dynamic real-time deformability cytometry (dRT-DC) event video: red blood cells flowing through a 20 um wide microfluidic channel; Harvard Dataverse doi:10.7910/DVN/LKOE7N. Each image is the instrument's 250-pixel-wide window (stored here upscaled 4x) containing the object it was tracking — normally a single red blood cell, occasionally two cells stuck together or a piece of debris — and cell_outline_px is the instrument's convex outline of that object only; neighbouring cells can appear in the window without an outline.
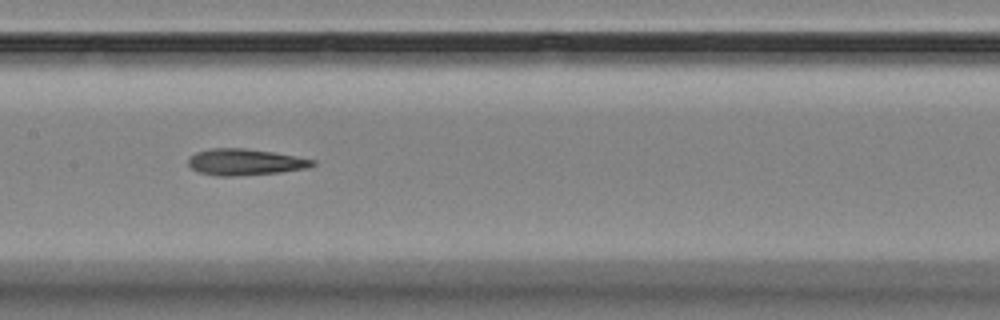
{"species": "Egyptian fruit bat (a non-hibernating species)", "species_latin": "Rousettus aegyptiacus", "temperature_condition": "room temperature", "stored_images_in_passage": 8, "camera_frame_rate_fps": 3000, "um_per_image_px": 0.085, "animal": {"sex": "female"}, "frame": {"image": 1, "passage_image": 8, "time_ms": 9.0, "image_size_px": [1000, 320], "cell_outline_px": [[316, 164], [308, 168], [280, 172], [236, 176], [216, 176], [200, 172], [192, 168], [188, 164], [188, 156], [196, 152], [212, 148], [244, 148], [272, 152], [296, 156], [316, 160]], "centroid_in_image_um": [20.83, 13.77], "position_along_channel_um": 186.6, "area_um2": 19.13}}